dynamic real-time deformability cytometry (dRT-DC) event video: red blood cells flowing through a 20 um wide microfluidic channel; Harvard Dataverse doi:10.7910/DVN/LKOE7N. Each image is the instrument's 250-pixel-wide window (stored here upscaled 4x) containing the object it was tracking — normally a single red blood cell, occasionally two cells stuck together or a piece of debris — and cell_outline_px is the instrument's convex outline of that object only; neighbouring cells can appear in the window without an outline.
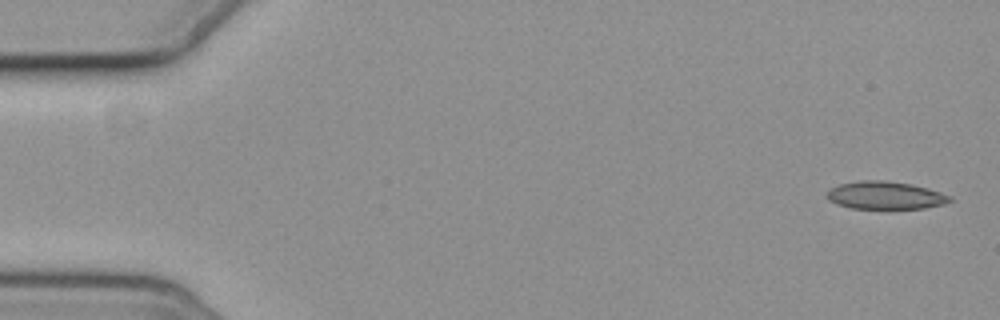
{"species": "common noctule bat (a hibernating species)", "species_latin": "Nyctalus noctula", "temperature_condition": "cold", "stored_images_in_passage": 4, "camera_frame_rate_fps": 3000, "um_per_image_px": 0.085, "animal": {"sex": "female", "body_mass_g": 19.3, "forearm_length_mm": 54.1}, "frame": {"image": 1, "passage_image": 1, "time_ms": 0.0, "image_size_px": [1000, 320], "cell_outline_px": [[952, 200], [944, 204], [924, 208], [852, 208], [836, 204], [828, 200], [824, 196], [828, 188], [840, 184], [860, 180], [884, 180], [912, 184], [928, 188], [952, 196]], "centroid_in_image_um": [75.21, 16.59], "position_along_channel_um": 9.8, "area_um2": 20.06}}